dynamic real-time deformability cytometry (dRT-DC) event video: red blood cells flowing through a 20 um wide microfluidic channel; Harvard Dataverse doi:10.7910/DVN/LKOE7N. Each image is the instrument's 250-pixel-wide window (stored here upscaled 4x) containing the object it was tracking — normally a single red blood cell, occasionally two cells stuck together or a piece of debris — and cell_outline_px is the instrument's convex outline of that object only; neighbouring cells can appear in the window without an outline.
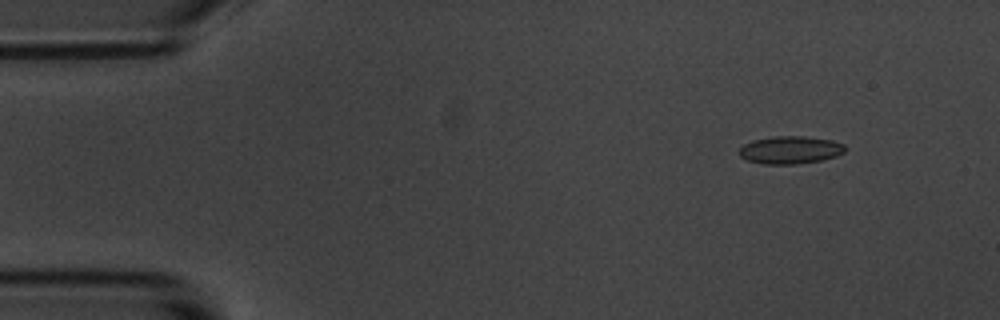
{"species": "common noctule bat (a hibernating species)", "species_latin": "Nyctalus noctula", "temperature_condition": "room temperature", "stored_images_in_passage": 4, "camera_frame_rate_fps": 3000, "um_per_image_px": 0.085, "animal": {"sex": "male", "body_mass_g": 20.1, "forearm_length_mm": 53.5}, "frame": {"image": 1, "passage_image": 2, "time_ms": 1.0, "image_size_px": [1000, 320], "cell_outline_px": [[844, 152], [836, 156], [820, 160], [796, 164], [764, 164], [748, 160], [740, 156], [740, 148], [744, 144], [752, 140], [772, 136], [804, 136], [832, 140], [844, 144]], "centroid_in_image_um": [67.16, 12.73], "position_along_channel_um": 17.8, "area_um2": 16.99}}
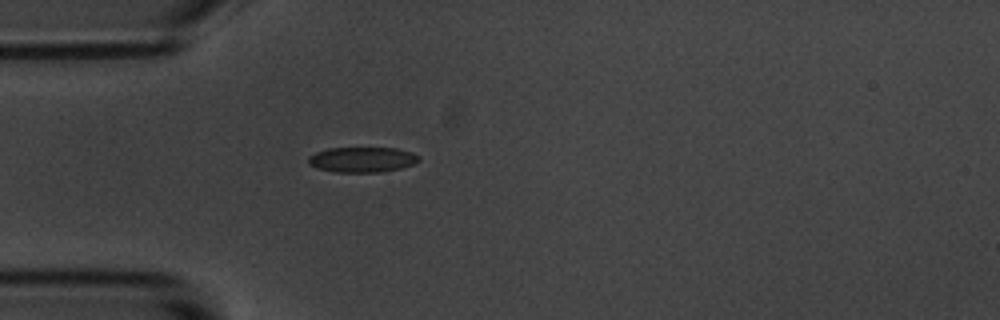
{"frame": {"image": 2, "passage_image": 4, "time_ms": 4.333, "image_size_px": [1000, 320], "cell_outline_px": [[420, 160], [416, 164], [400, 168], [380, 172], [336, 172], [320, 168], [308, 164], [308, 156], [316, 152], [328, 148], [396, 148], [412, 152], [420, 156]], "centroid_in_image_um": [30.82, 13.56], "position_along_channel_um": 54.2, "area_um2": 16.3}}